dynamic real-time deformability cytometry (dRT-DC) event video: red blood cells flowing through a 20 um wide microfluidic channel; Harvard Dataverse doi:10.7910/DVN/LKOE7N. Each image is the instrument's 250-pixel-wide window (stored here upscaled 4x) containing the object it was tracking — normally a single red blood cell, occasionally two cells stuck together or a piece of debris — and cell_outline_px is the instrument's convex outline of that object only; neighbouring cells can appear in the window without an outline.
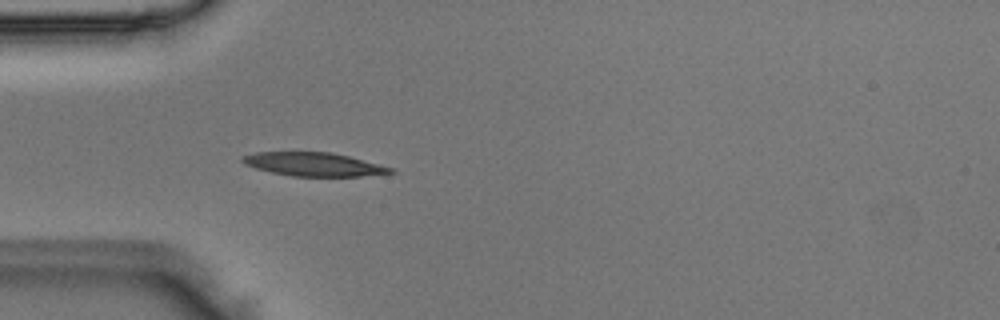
{"species": "Egyptian fruit bat (a non-hibernating species)", "species_latin": "Rousettus aegyptiacus", "temperature_condition": "room temperature", "stored_images_in_passage": 3, "camera_frame_rate_fps": 3000, "um_per_image_px": 0.085, "animal": {"sex": "male"}, "frame": {"image": 1, "passage_image": 3, "time_ms": 0.667, "image_size_px": [1000, 320], "cell_outline_px": [[396, 172], [360, 176], [292, 176], [272, 172], [256, 168], [244, 164], [240, 160], [240, 156], [256, 152], [332, 152], [396, 168]], "centroid_in_image_um": [26.66, 13.96], "position_along_channel_um": 58.3, "area_um2": 20.35}}